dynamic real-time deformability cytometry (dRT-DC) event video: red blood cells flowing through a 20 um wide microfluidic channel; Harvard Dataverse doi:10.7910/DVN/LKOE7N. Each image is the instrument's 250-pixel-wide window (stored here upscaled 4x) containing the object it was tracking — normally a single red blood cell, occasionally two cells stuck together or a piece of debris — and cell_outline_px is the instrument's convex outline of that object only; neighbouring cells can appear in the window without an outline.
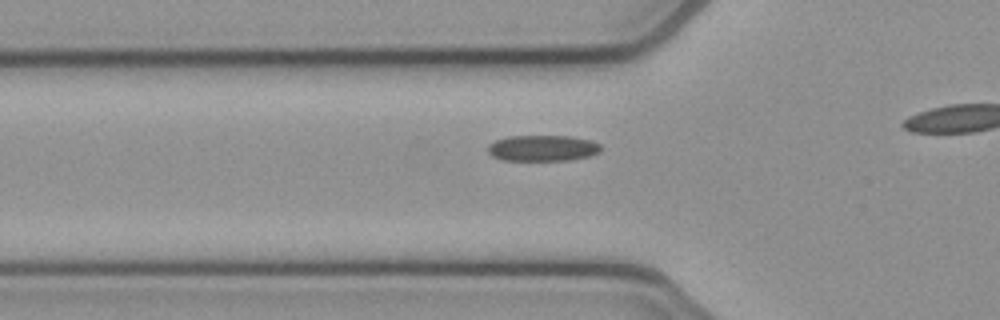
{"species": "common noctule bat (a hibernating species)", "species_latin": "Nyctalus noctula", "temperature_condition": "cold", "stored_images_in_passage": 26, "camera_frame_rate_fps": 3000, "um_per_image_px": 0.085, "animal": {"sex": "female", "body_mass_g": 21.9}, "frame": {"image": 1, "passage_image": 14, "time_ms": 4.333, "image_size_px": [1000, 320], "cell_outline_px": [[600, 152], [588, 156], [572, 160], [504, 160], [492, 156], [488, 152], [488, 144], [496, 140], [508, 136], [572, 136], [592, 140], [600, 144]], "centroid_in_image_um": [46.13, 12.58], "position_along_channel_um": 79.7, "area_um2": 17.17}}
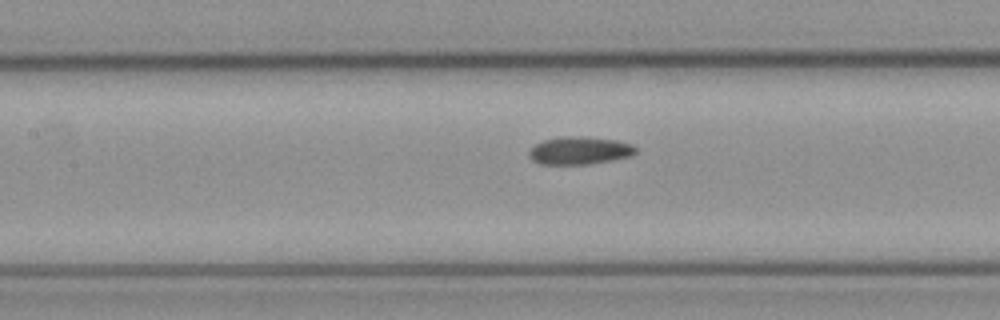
{"frame": {"image": 2, "passage_image": 20, "time_ms": 6.333, "image_size_px": [1000, 320], "cell_outline_px": [[636, 152], [632, 156], [612, 160], [588, 164], [540, 164], [532, 160], [528, 156], [528, 152], [536, 144], [544, 140], [564, 136], [580, 136], [616, 140], [632, 144], [636, 148]], "centroid_in_image_um": [49.27, 12.8], "position_along_channel_um": 158.1, "area_um2": 17.22}}
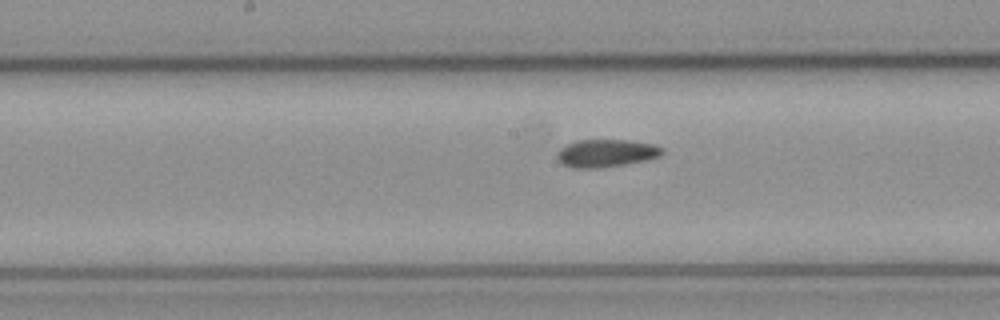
{"frame": {"image": 3, "passage_image": 23, "time_ms": 7.333, "image_size_px": [1000, 320], "cell_outline_px": [[664, 152], [660, 156], [644, 160], [624, 164], [600, 168], [572, 168], [560, 164], [556, 160], [556, 152], [560, 148], [576, 140], [628, 140], [656, 144], [664, 148]], "centroid_in_image_um": [51.49, 13.02], "position_along_channel_um": 196.7, "area_um2": 17.22}}